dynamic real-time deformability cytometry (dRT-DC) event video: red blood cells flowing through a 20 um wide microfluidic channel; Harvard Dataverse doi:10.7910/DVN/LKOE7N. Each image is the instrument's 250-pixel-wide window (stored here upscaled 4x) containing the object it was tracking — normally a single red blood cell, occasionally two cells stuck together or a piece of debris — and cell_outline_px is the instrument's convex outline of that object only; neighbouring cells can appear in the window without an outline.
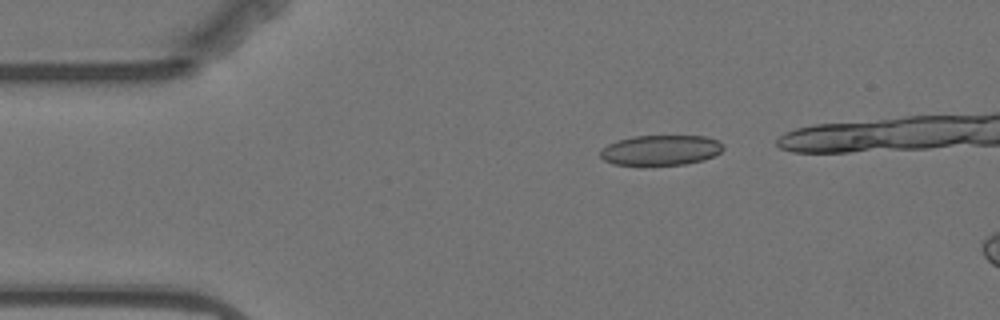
{"species": "Egyptian fruit bat (a non-hibernating species)", "species_latin": "Rousettus aegyptiacus", "temperature_condition": "warm", "stored_images_in_passage": 7, "camera_frame_rate_fps": 3000, "um_per_image_px": 0.085, "animal": {"sex": "female"}, "frame": {"image": 1, "passage_image": 1, "time_ms": 0.0, "image_size_px": [1000, 320], "cell_outline_px": [[724, 148], [720, 152], [704, 160], [684, 164], [612, 164], [604, 160], [600, 156], [600, 152], [608, 144], [616, 140], [636, 136], [704, 136], [720, 140]], "centroid_in_image_um": [56.18, 12.75], "position_along_channel_um": 28.8, "area_um2": 21.39}}
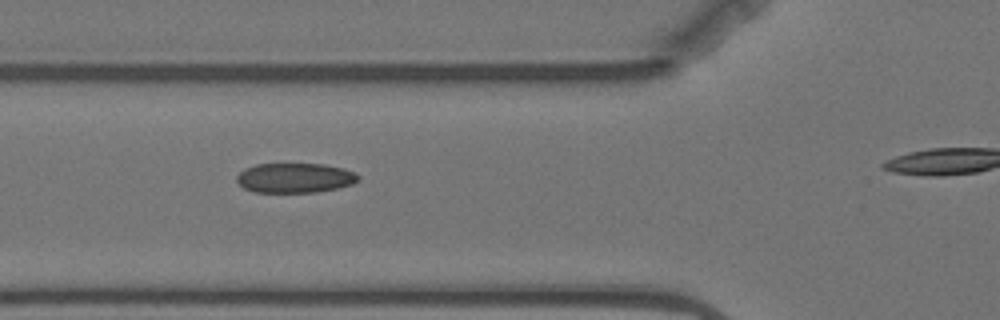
{"frame": {"image": 2, "passage_image": 4, "time_ms": 3.333, "image_size_px": [1000, 320], "cell_outline_px": [[360, 180], [352, 184], [336, 188], [316, 192], [256, 192], [244, 188], [236, 180], [236, 176], [244, 168], [256, 164], [324, 164], [344, 168], [356, 172], [360, 176]], "centroid_in_image_um": [25.09, 15.11], "position_along_channel_um": 100.7, "area_um2": 21.15}}
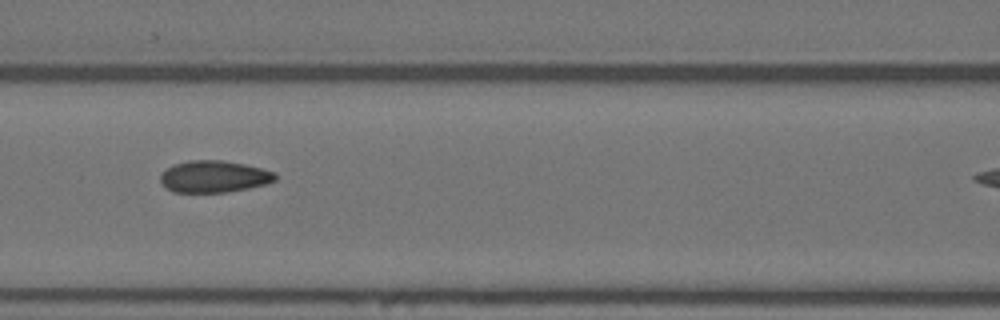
{"frame": {"image": 3, "passage_image": 5, "time_ms": 4.667, "image_size_px": [1000, 320], "cell_outline_px": [[276, 180], [264, 184], [248, 188], [228, 192], [172, 192], [160, 180], [160, 176], [172, 164], [188, 160], [220, 160], [244, 164], [276, 172]], "centroid_in_image_um": [18.19, 15.0], "position_along_channel_um": 148.4, "area_um2": 21.15}}